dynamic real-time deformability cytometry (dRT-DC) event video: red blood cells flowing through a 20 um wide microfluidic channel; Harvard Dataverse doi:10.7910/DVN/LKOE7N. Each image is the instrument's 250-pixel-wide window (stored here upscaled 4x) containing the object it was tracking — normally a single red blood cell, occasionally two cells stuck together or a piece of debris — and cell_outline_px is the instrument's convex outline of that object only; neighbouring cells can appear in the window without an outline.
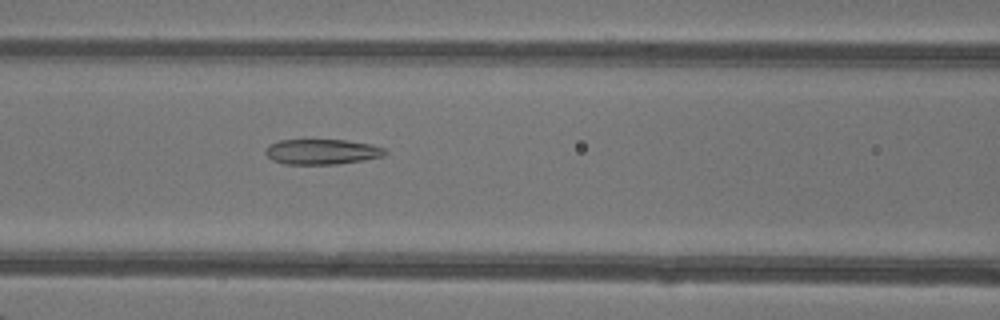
{"species": "common noctule bat (a hibernating species)", "species_latin": "Nyctalus noctula", "temperature_condition": "warm", "stored_images_in_passage": 34, "camera_frame_rate_fps": 3000, "um_per_image_px": 0.085, "animal": {"sex": "female"}, "frame": {"image": 1, "passage_image": 7, "time_ms": 2.0, "image_size_px": [1000, 320], "cell_outline_px": [[388, 152], [384, 156], [364, 160], [336, 164], [284, 164], [272, 160], [264, 152], [264, 148], [268, 144], [280, 140], [344, 140], [372, 144], [384, 148]], "centroid_in_image_um": [27.35, 12.9], "position_along_channel_um": 139.3, "area_um2": 17.74}}
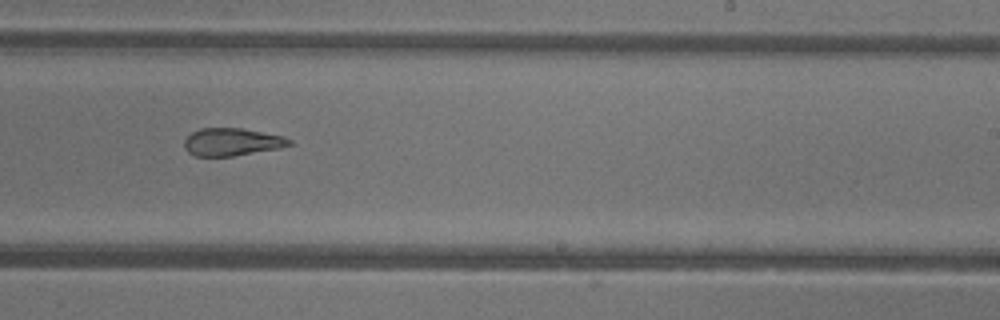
{"frame": {"image": 2, "passage_image": 16, "time_ms": 5.0, "image_size_px": [1000, 320], "cell_outline_px": [[292, 144], [280, 148], [232, 156], [196, 156], [188, 152], [184, 148], [184, 140], [192, 132], [200, 128], [240, 128], [284, 136], [292, 140]], "centroid_in_image_um": [19.71, 12.06], "position_along_channel_um": 269.3, "area_um2": 16.88}}
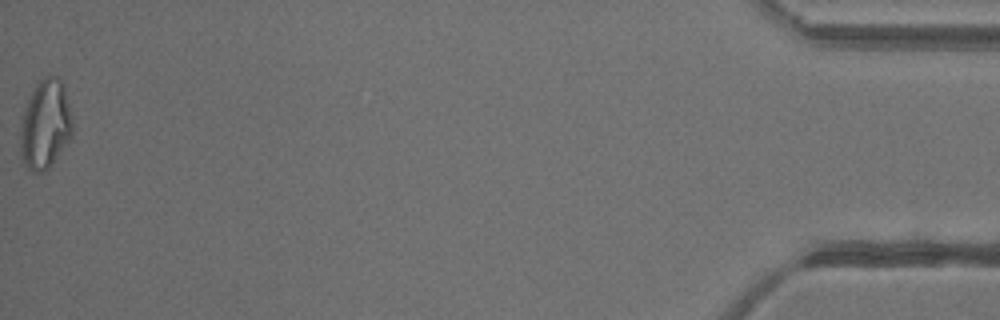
{"frame": {"image": 3, "passage_image": 34, "time_ms": 11.0, "image_size_px": [1000, 320], "cell_outline_px": [[72, 136], [52, 164], [44, 172], [32, 172], [24, 164], [20, 152], [20, 116], [36, 84], [44, 76], [56, 76], [60, 80], [64, 88], [72, 116]], "centroid_in_image_um": [3.83, 10.6], "position_along_channel_um": 431.4, "area_um2": 27.22}, "authors_computed_cell_mechanics": {"area_um2": 18.6694, "velocity_mm_per_s": 4.3447, "shape_relaxation_time_tau1_ms": null, "shape_relaxation_time_tau2_ms": 2.3789, "deformation_change_tau1": null, "deformation_change_tau2": 0.123}}